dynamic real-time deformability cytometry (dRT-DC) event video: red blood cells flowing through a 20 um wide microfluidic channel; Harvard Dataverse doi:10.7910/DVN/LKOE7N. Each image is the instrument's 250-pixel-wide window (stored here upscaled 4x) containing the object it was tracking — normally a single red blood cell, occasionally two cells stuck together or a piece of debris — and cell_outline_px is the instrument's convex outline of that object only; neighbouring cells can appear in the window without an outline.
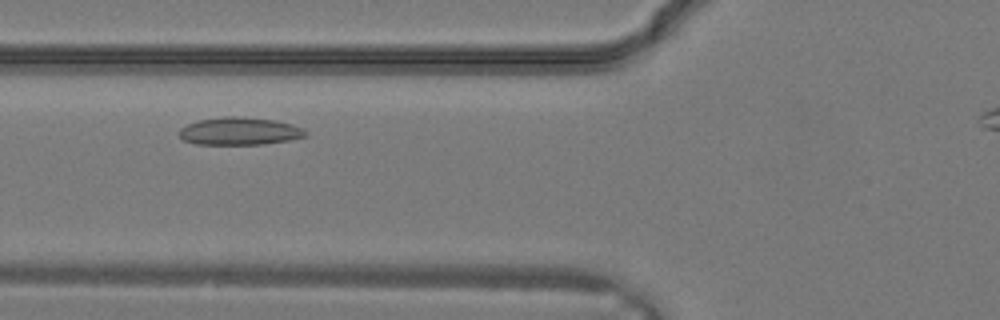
{"species": "common noctule bat (a hibernating species)", "species_latin": "Nyctalus noctula", "temperature_condition": "warm", "stored_images_in_passage": 22, "camera_frame_rate_fps": 3000, "um_per_image_px": 0.085, "animal": {"sex": "male", "body_mass_g": 19.2, "forearm_length_mm": 51.8}, "frame": {"image": 1, "passage_image": 7, "time_ms": 2.0, "image_size_px": [1000, 320], "cell_outline_px": [[308, 136], [288, 140], [264, 144], [196, 144], [184, 140], [180, 136], [180, 128], [188, 124], [200, 120], [224, 116], [236, 116], [276, 120], [292, 124], [304, 128], [308, 132]], "centroid_in_image_um": [20.42, 11.14], "position_along_channel_um": 105.4, "area_um2": 20.35}}
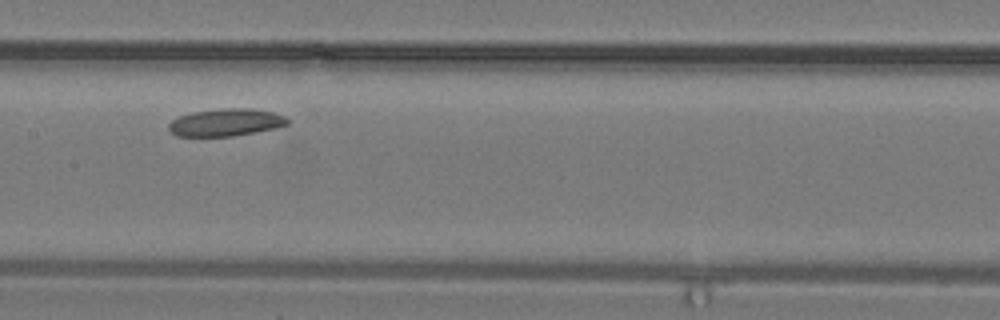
{"frame": {"image": 2, "passage_image": 11, "time_ms": 3.333, "image_size_px": [1000, 320], "cell_outline_px": [[288, 124], [276, 128], [232, 136], [176, 136], [168, 128], [168, 124], [172, 120], [180, 116], [192, 112], [224, 108], [252, 108], [272, 112], [284, 116], [288, 120]], "centroid_in_image_um": [19.19, 10.4], "position_along_channel_um": 188.2, "area_um2": 18.84}}
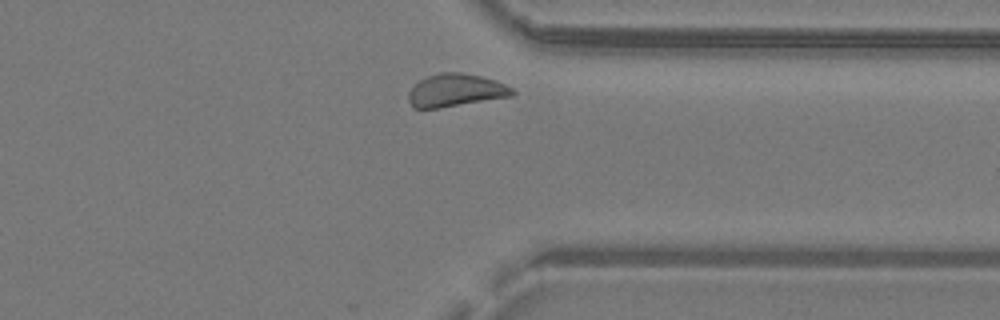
{"frame": {"image": 3, "passage_image": 20, "time_ms": 6.333, "image_size_px": [1000, 320], "cell_outline_px": [[516, 92], [512, 96], [436, 108], [412, 108], [408, 100], [408, 92], [420, 80], [428, 76], [440, 72], [460, 72], [480, 76], [504, 84], [512, 88]], "centroid_in_image_um": [38.7, 7.68], "position_along_channel_um": 372.7, "area_um2": 19.54}}